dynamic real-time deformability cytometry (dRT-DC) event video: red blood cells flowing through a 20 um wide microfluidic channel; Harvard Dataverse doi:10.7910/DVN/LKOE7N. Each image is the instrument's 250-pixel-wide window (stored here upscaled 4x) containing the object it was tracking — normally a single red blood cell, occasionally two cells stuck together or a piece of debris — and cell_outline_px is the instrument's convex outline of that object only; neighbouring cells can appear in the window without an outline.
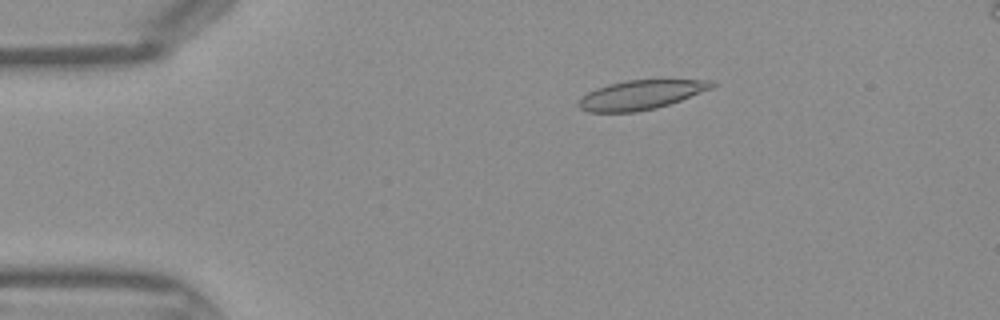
{"species": "Egyptian fruit bat (a non-hibernating species)", "species_latin": "Rousettus aegyptiacus", "temperature_condition": "warm", "stored_images_in_passage": 44, "camera_frame_rate_fps": 3000, "um_per_image_px": 0.085, "frame": {"image": 1, "passage_image": 8, "time_ms": 2.333, "image_size_px": [1000, 320], "cell_outline_px": [[716, 84], [712, 88], [680, 100], [656, 108], [636, 112], [588, 112], [580, 108], [576, 104], [588, 92], [596, 88], [608, 84], [628, 80], [712, 80]], "centroid_in_image_um": [54.45, 8.06], "position_along_channel_um": 30.5, "area_um2": 22.48}}
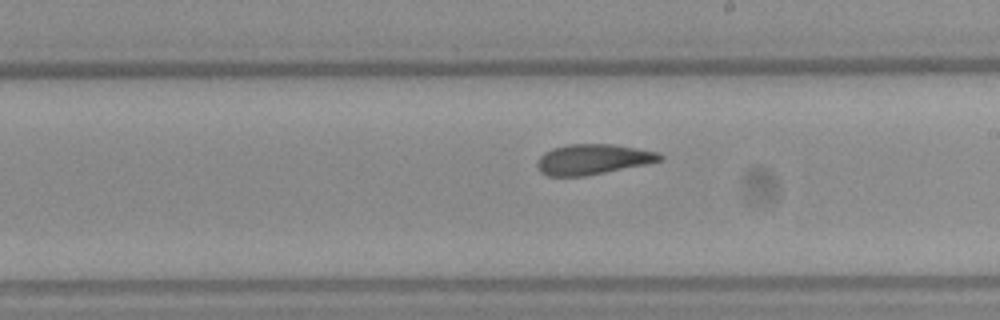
{"frame": {"image": 2, "passage_image": 25, "time_ms": 8.0, "image_size_px": [1000, 320], "cell_outline_px": [[664, 160], [584, 176], [548, 176], [540, 172], [536, 164], [540, 156], [544, 152], [552, 148], [568, 144], [612, 144], [660, 152], [664, 156]], "centroid_in_image_um": [50.38, 13.53], "position_along_channel_um": 238.6, "area_um2": 21.62}}
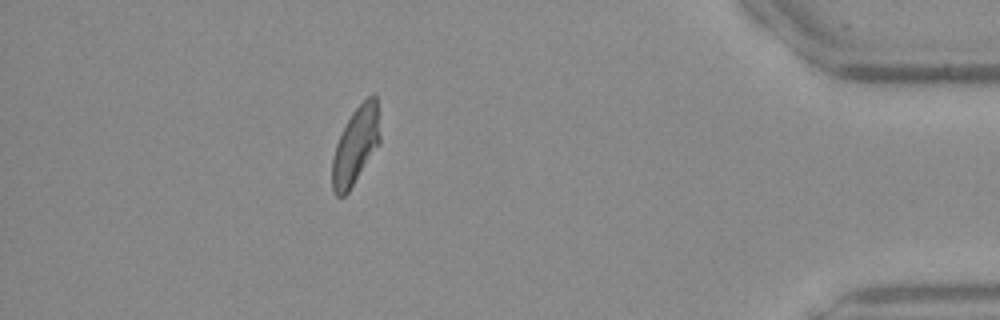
{"frame": {"image": 3, "passage_image": 39, "time_ms": 12.667, "image_size_px": [1000, 320], "cell_outline_px": [[380, 144], [348, 192], [344, 196], [336, 196], [332, 188], [332, 160], [336, 144], [352, 112], [368, 96], [376, 96], [380, 136]], "centroid_in_image_um": [30.23, 12.41], "position_along_channel_um": 405.0, "area_um2": 21.21}}